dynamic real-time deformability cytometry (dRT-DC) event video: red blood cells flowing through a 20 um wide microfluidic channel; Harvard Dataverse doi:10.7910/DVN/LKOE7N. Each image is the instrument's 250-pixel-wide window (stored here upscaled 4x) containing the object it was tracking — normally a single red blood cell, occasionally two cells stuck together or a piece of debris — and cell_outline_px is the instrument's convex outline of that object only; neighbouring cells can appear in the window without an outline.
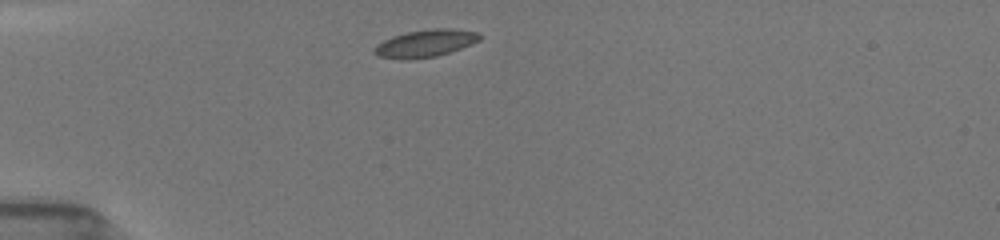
{"species": "common noctule bat (a hibernating species)", "species_latin": "Nyctalus noctula", "temperature_condition": "room temperature", "stored_images_in_passage": 11, "camera_frame_rate_fps": 3000, "um_per_image_px": 0.085, "animal": {"sex": "female", "body_mass_g": 19.5, "forearm_length_mm": 54.1}, "frame": {"image": 1, "passage_image": 1, "time_ms": 0.0, "image_size_px": [1000, 240], "cell_outline_px": [[480, 40], [472, 44], [436, 56], [404, 60], [400, 60], [376, 56], [372, 52], [372, 48], [376, 44], [392, 36], [408, 32], [432, 28], [452, 28], [476, 32], [480, 36]], "centroid_in_image_um": [36.08, 3.69], "position_along_channel_um": 48.9, "area_um2": 16.88}}
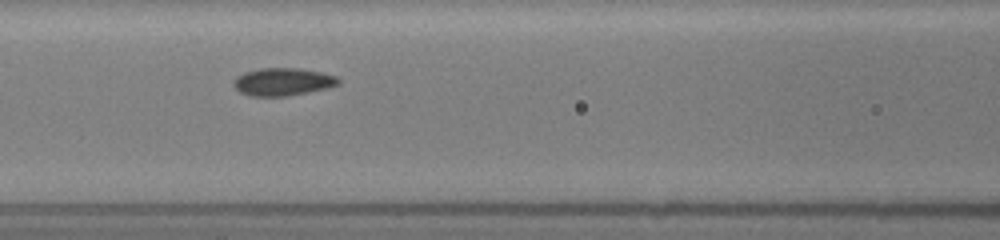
{"frame": {"image": 2, "passage_image": 6, "time_ms": 3.0, "image_size_px": [1000, 240], "cell_outline_px": [[340, 84], [328, 88], [288, 96], [252, 96], [240, 92], [232, 84], [236, 76], [244, 72], [260, 68], [300, 68], [320, 72], [336, 76], [340, 80]], "centroid_in_image_um": [24.04, 6.95], "position_along_channel_um": 142.6, "area_um2": 16.99}}
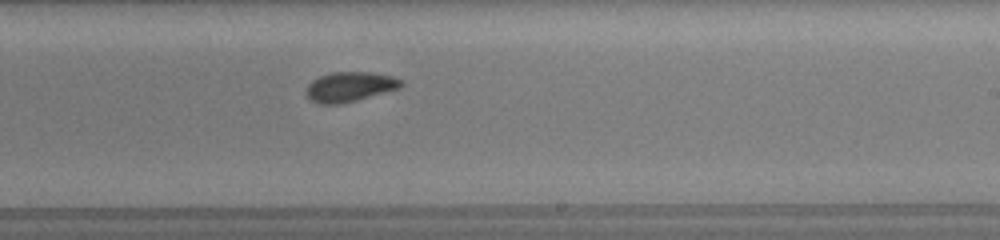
{"frame": {"image": 3, "passage_image": 11, "time_ms": 6.0, "image_size_px": [1000, 240], "cell_outline_px": [[404, 84], [400, 88], [356, 100], [340, 104], [320, 104], [308, 100], [304, 92], [308, 84], [312, 80], [320, 76], [332, 72], [372, 72], [392, 76], [400, 80]], "centroid_in_image_um": [29.68, 7.38], "position_along_channel_um": 259.3, "area_um2": 16.59}}